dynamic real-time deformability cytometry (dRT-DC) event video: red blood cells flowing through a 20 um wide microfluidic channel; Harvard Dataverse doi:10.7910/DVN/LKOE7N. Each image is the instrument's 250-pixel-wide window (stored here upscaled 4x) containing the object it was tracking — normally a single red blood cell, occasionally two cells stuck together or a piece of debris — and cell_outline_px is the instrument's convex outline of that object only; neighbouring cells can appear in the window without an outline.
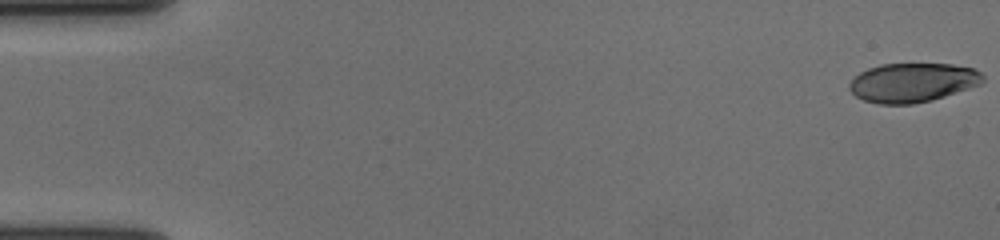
{"species": "human", "species_latin": "Homo sapiens", "temperature_condition": "cold", "stored_images_in_passage": 58, "camera_frame_rate_fps": 3000, "um_per_image_px": 0.085, "donor": {"sex": "female"}, "frame": {"image": 1, "passage_image": 1, "time_ms": 0.0, "image_size_px": [1000, 240], "cell_outline_px": [[984, 80], [980, 84], [932, 100], [912, 104], [880, 104], [864, 100], [856, 96], [848, 88], [848, 84], [860, 72], [868, 68], [880, 64], [952, 64], [972, 68], [980, 72], [984, 76]], "centroid_in_image_um": [77.55, 7.01], "position_along_channel_um": 7.5, "area_um2": 30.29}}
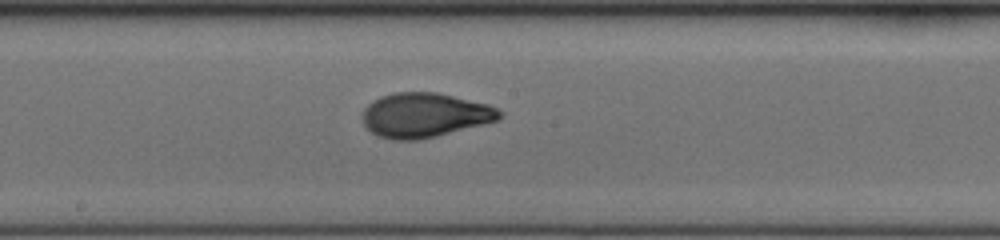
{"frame": {"image": 2, "passage_image": 32, "time_ms": 10.333, "image_size_px": [1000, 240], "cell_outline_px": [[504, 112], [496, 120], [484, 124], [436, 136], [416, 140], [392, 140], [380, 136], [372, 132], [364, 124], [360, 116], [364, 108], [372, 100], [380, 96], [392, 92], [436, 92], [488, 104]], "centroid_in_image_um": [36.05, 9.77], "position_along_channel_um": 212.1, "area_um2": 35.55}}
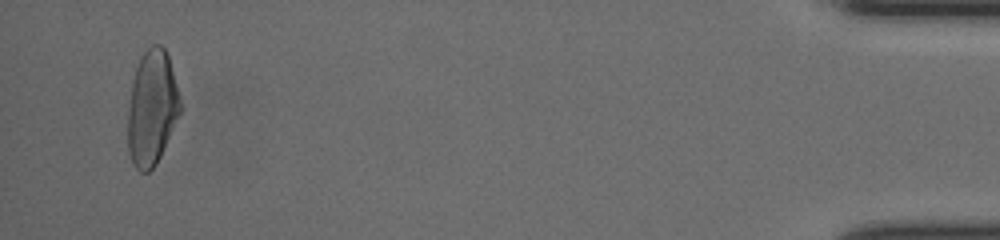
{"frame": {"image": 3, "passage_image": 56, "time_ms": 18.333, "image_size_px": [1000, 240], "cell_outline_px": [[180, 112], [160, 156], [156, 164], [148, 172], [140, 172], [132, 164], [128, 152], [128, 108], [132, 80], [140, 56], [152, 44], [160, 44], [164, 48], [168, 56], [180, 100]], "centroid_in_image_um": [12.88, 9.18], "position_along_channel_um": 422.3, "area_um2": 34.8}, "authors_computed_cell_mechanics": {"area_um2": 33.7552, "velocity_mm_per_s": 3.6663, "shape_relaxation_time_tau1_ms": 4.4271, "shape_relaxation_time_tau2_ms": 1.2373, "deformation_change_tau1": 0.1957, "deformation_change_tau2": 0.0593}}